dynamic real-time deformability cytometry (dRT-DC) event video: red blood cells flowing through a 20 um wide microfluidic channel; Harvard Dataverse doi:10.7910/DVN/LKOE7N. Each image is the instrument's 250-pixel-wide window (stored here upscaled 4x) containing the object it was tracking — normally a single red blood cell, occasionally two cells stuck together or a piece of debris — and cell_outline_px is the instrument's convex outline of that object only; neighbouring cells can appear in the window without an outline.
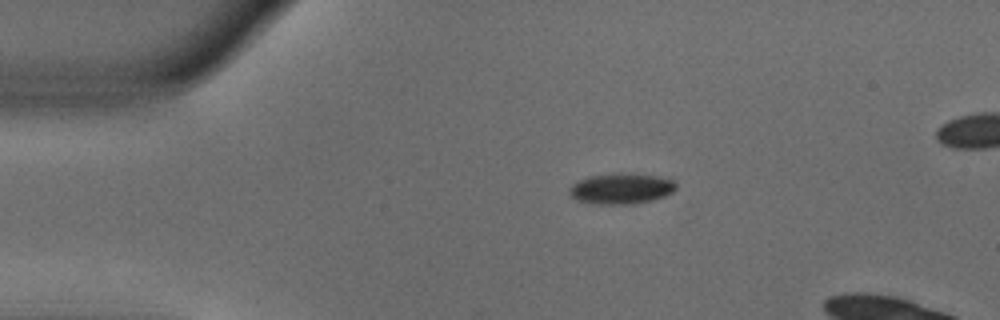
{"species": "common noctule bat (a hibernating species)", "species_latin": "Nyctalus noctula", "temperature_condition": "warm", "stored_images_in_passage": 39, "camera_frame_rate_fps": 3000, "um_per_image_px": 0.085, "animal": {"sex": "male", "body_mass_g": 18.8}, "frame": {"image": 1, "passage_image": 1, "time_ms": 0.0, "image_size_px": [1000, 320], "cell_outline_px": [[676, 188], [672, 192], [664, 196], [652, 200], [632, 204], [596, 204], [576, 200], [568, 192], [568, 188], [576, 180], [588, 176], [620, 172], [656, 176], [672, 180], [676, 184]], "centroid_in_image_um": [52.75, 16.02], "position_along_channel_um": 32.3, "area_um2": 19.25}}
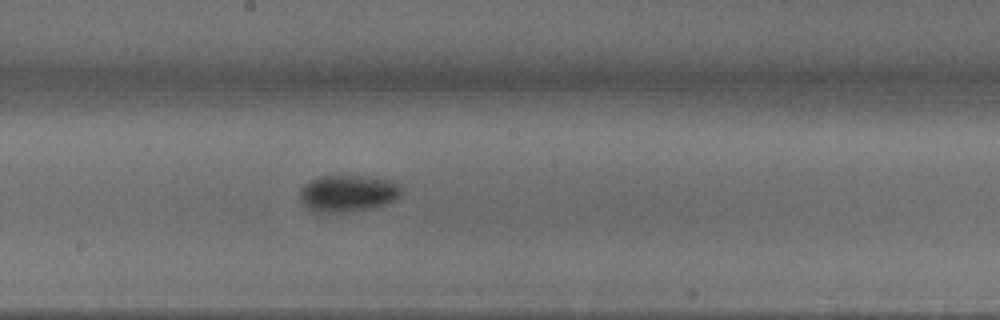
{"frame": {"image": 2, "passage_image": 19, "time_ms": 6.0, "image_size_px": [1000, 320], "cell_outline_px": [[404, 192], [396, 200], [372, 208], [348, 212], [312, 212], [300, 200], [300, 188], [304, 184], [320, 176], [360, 176], [396, 180], [400, 184]], "centroid_in_image_um": [29.62, 16.43], "position_along_channel_um": 218.6, "area_um2": 22.08}}
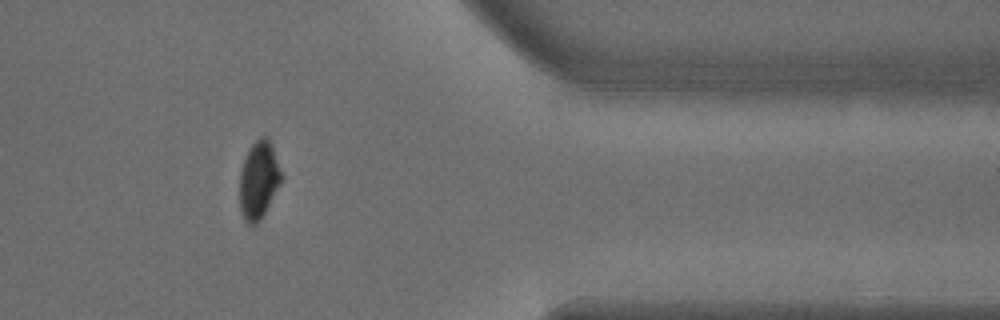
{"frame": {"image": 3, "passage_image": 34, "time_ms": 11.0, "image_size_px": [1000, 320], "cell_outline_px": [[284, 176], [280, 184], [260, 220], [252, 228], [244, 220], [240, 208], [240, 172], [248, 148], [260, 136], [268, 136]], "centroid_in_image_um": [22.0, 15.3], "position_along_channel_um": 389.4, "area_um2": 19.02}, "authors_computed_cell_mechanics": {"area_um2": 20.519, "velocity_mm_per_s": 3.8224, "shape_relaxation_time_tau1_ms": 3.2234, "shape_relaxation_time_tau2_ms": null, "deformation_change_tau1": 0.1455, "deformation_change_tau2": null}}